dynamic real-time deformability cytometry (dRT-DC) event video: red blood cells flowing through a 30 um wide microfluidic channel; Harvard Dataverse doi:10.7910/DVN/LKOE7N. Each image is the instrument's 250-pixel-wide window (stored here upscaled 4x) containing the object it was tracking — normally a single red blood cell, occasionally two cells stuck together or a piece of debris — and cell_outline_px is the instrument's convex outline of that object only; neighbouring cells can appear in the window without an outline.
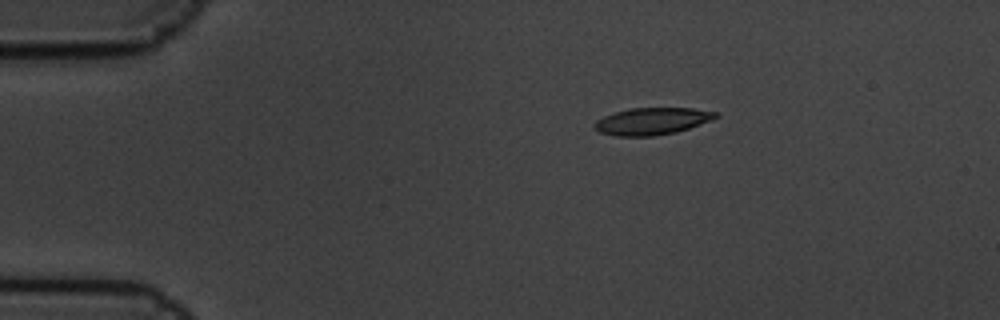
{"species": "common noctule bat (a hibernating species)", "species_latin": "Nyctalus noctula", "temperature_condition": "cold", "stored_images_in_passage": 3, "camera_frame_rate_fps": 3000, "um_per_image_px": 0.085, "animal": {"sex": "male", "body_mass_g": 19.5, "forearm_length_mm": 54.6}, "frame": {"image": 1, "passage_image": 1, "time_ms": 0.0, "image_size_px": [1000, 320], "cell_outline_px": [[720, 116], [688, 128], [676, 132], [652, 136], [616, 136], [600, 132], [596, 128], [596, 120], [604, 116], [628, 108], [692, 108], [716, 112]], "centroid_in_image_um": [55.42, 10.29], "position_along_channel_um": 29.6, "area_um2": 18.79}}